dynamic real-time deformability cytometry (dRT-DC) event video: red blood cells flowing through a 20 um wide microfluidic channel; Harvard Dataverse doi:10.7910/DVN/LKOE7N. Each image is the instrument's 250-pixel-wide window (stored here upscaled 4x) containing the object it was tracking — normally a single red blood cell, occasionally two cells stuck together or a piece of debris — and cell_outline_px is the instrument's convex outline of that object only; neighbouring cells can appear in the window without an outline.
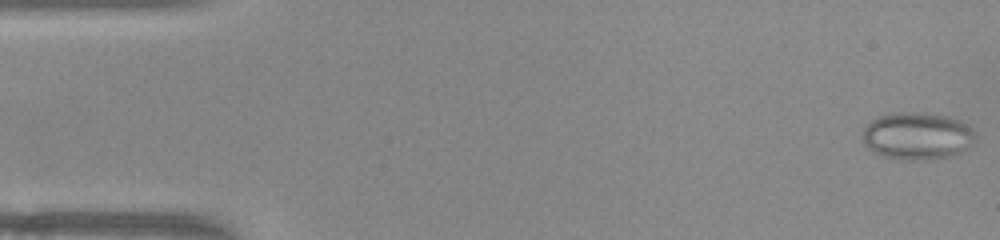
{"species": "common noctule bat (a hibernating species)", "species_latin": "Nyctalus noctula", "temperature_condition": "warm", "stored_images_in_passage": 49, "camera_frame_rate_fps": 3000, "um_per_image_px": 0.085, "animal": {"sex": "female", "body_mass_g": 22.0, "forearm_length_mm": 56.7}, "frame": {"image": 1, "passage_image": 1, "time_ms": 0.0, "image_size_px": [1000, 240], "cell_outline_px": [[976, 136], [968, 148], [952, 156], [928, 160], [900, 160], [880, 156], [864, 144], [864, 128], [872, 120], [880, 116], [892, 112], [924, 112], [948, 116], [960, 120]], "centroid_in_image_um": [77.95, 11.56], "position_along_channel_um": 7.1, "area_um2": 31.15}}
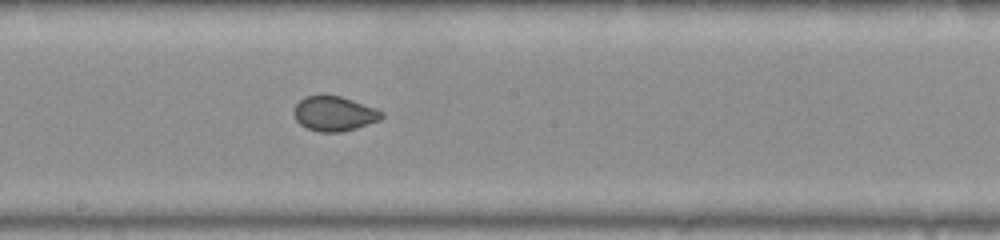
{"frame": {"image": 2, "passage_image": 27, "time_ms": 8.667, "image_size_px": [1000, 240], "cell_outline_px": [[384, 116], [380, 120], [356, 128], [340, 132], [320, 132], [308, 128], [300, 124], [296, 120], [292, 112], [296, 104], [304, 96], [340, 96], [376, 108], [384, 112]], "centroid_in_image_um": [28.41, 9.66], "position_along_channel_um": 219.8, "area_um2": 17.69}}
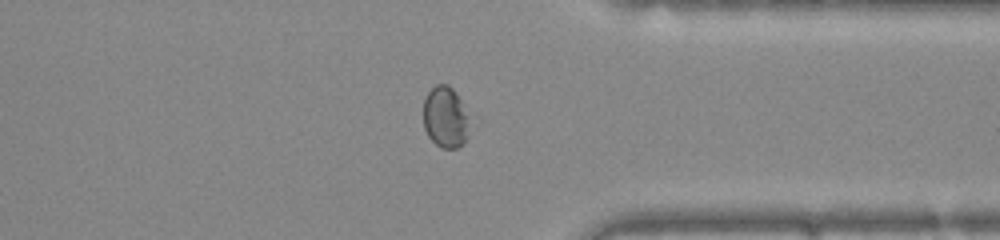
{"frame": {"image": 3, "passage_image": 39, "time_ms": 12.667, "image_size_px": [1000, 240], "cell_outline_px": [[472, 120], [468, 136], [464, 144], [456, 148], [440, 148], [428, 136], [424, 128], [424, 100], [428, 92], [436, 84], [448, 84], [456, 92]], "centroid_in_image_um": [37.91, 9.98], "position_along_channel_um": 373.5, "area_um2": 16.94}, "authors_computed_cell_mechanics": {"area_um2": 19.074, "velocity_mm_per_s": 3.9702, "shape_relaxation_time_tau1_ms": null, "shape_relaxation_time_tau2_ms": 0.8677, "deformation_change_tau1": null, "deformation_change_tau2": 0.0468}}